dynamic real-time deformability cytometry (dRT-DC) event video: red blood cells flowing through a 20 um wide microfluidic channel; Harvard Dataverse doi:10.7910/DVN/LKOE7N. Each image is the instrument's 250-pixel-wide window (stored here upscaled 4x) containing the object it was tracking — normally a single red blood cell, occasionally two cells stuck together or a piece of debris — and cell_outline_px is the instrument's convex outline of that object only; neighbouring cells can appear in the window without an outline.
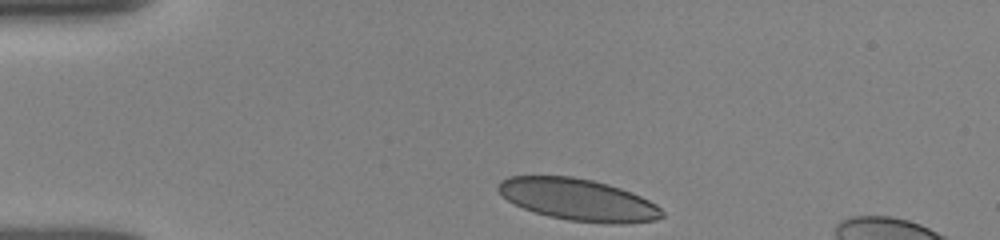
{"species": "human", "species_latin": "Homo sapiens", "temperature_condition": "room temperature", "stored_images_in_passage": 33, "camera_frame_rate_fps": 3000, "um_per_image_px": 0.085, "donor": {"sex": "female"}, "frame": {"image": 1, "passage_image": 1, "time_ms": 0.0, "image_size_px": [1000, 240], "cell_outline_px": [[664, 216], [656, 220], [624, 224], [608, 224], [568, 220], [548, 216], [524, 208], [508, 200], [496, 188], [496, 184], [500, 180], [508, 176], [572, 176], [592, 180], [608, 184], [632, 192], [656, 204], [664, 212]], "centroid_in_image_um": [49.16, 16.97], "position_along_channel_um": 35.8, "area_um2": 40.0}}
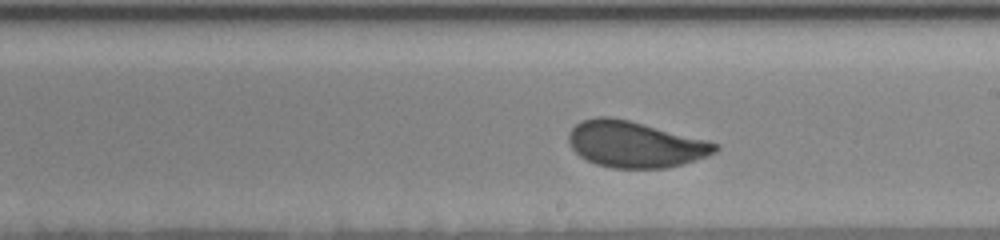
{"frame": {"image": 2, "passage_image": 20, "time_ms": 6.333, "image_size_px": [1000, 240], "cell_outline_px": [[720, 148], [716, 152], [708, 156], [680, 164], [664, 168], [612, 168], [596, 164], [580, 156], [572, 148], [568, 140], [568, 132], [576, 124], [584, 120], [596, 116], [608, 116], [628, 120], [720, 144]], "centroid_in_image_um": [53.95, 12.27], "position_along_channel_um": 235.0, "area_um2": 39.02}}
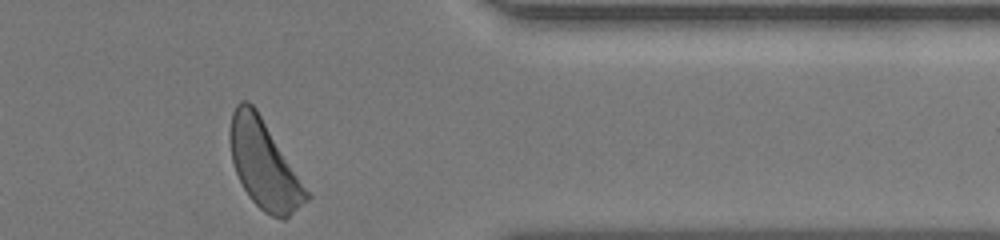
{"frame": {"image": 3, "passage_image": 33, "time_ms": 10.667, "image_size_px": [1000, 240], "cell_outline_px": [[312, 196], [308, 200], [284, 220], [280, 220], [264, 212], [248, 196], [236, 172], [232, 160], [228, 132], [232, 112], [236, 104], [240, 100], [248, 100], [256, 108]], "centroid_in_image_um": [22.43, 13.97], "position_along_channel_um": 389.0, "area_um2": 39.13}, "authors_computed_cell_mechanics": {"area_um2": 39.5352, "velocity_mm_per_s": 3.8547, "shape_relaxation_time_tau1_ms": 3.0975, "shape_relaxation_time_tau2_ms": null, "deformation_change_tau1": 0.1148, "deformation_change_tau2": null}}